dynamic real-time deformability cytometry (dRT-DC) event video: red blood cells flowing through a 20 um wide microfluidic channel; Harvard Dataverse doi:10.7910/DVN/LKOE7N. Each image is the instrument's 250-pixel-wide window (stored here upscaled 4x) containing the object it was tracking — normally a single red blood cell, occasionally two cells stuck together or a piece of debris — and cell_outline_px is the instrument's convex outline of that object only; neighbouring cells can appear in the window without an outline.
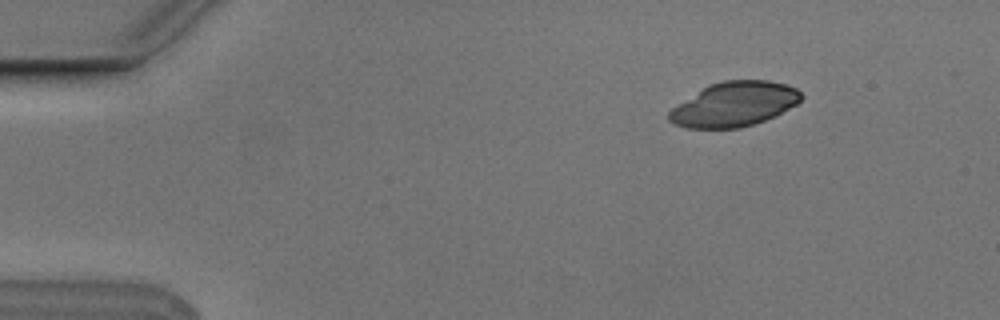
{"species": "Egyptian fruit bat (a non-hibernating species)", "species_latin": "Rousettus aegyptiacus", "temperature_condition": "cold", "stored_images_in_passage": 3, "camera_frame_rate_fps": 3000, "um_per_image_px": 0.085, "animal": {"sex": "male"}, "frame": {"image": 1, "passage_image": 1, "time_ms": 0.0, "image_size_px": [1000, 320], "cell_outline_px": [[804, 96], [796, 104], [764, 120], [740, 128], [688, 128], [676, 124], [668, 120], [668, 112], [672, 108], [708, 84], [724, 80], [768, 80], [788, 84], [796, 88]], "centroid_in_image_um": [62.4, 8.84], "position_along_channel_um": 22.6, "area_um2": 34.04}}